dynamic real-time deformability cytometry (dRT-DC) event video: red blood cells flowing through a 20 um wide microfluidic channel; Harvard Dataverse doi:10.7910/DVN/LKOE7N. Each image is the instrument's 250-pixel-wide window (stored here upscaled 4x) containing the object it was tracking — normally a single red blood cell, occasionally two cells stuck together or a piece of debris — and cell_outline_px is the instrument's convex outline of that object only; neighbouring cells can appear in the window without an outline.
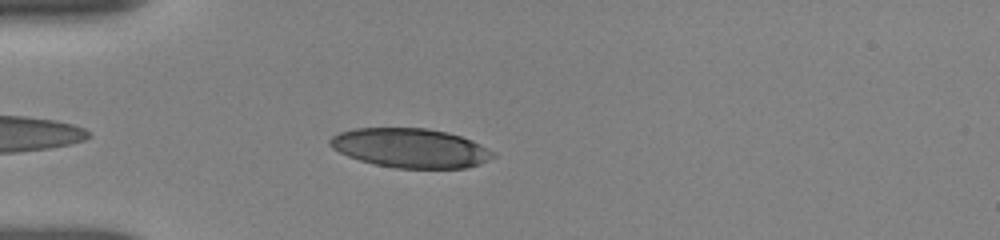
{"species": "human", "species_latin": "Homo sapiens", "temperature_condition": "room temperature", "stored_images_in_passage": 6, "camera_frame_rate_fps": 3000, "um_per_image_px": 0.085, "donor": {"sex": "female"}, "frame": {"image": 1, "passage_image": 4, "time_ms": 1.0, "image_size_px": [1000, 240], "cell_outline_px": [[496, 156], [480, 164], [464, 168], [396, 168], [376, 164], [360, 160], [348, 156], [332, 148], [328, 144], [328, 140], [332, 136], [340, 132], [356, 128], [428, 128], [448, 132], [472, 140], [496, 152]], "centroid_in_image_um": [34.91, 12.58], "position_along_channel_um": 50.1, "area_um2": 37.4}}